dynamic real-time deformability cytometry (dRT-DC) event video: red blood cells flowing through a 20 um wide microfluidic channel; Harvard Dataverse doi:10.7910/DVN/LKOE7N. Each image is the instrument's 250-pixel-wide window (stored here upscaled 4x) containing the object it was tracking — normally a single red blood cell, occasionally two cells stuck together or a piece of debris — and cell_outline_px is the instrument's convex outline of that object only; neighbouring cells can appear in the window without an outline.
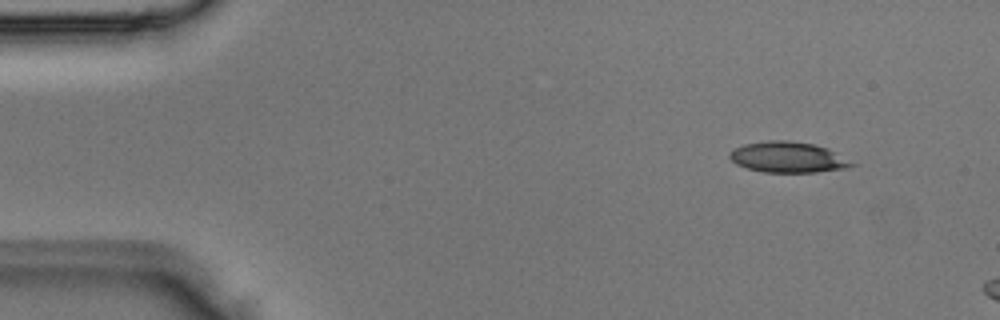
{"species": "Egyptian fruit bat (a non-hibernating species)", "species_latin": "Rousettus aegyptiacus", "temperature_condition": "room temperature", "stored_images_in_passage": 3, "camera_frame_rate_fps": 3000, "um_per_image_px": 0.085, "animal": {"sex": "male"}, "frame": {"image": 1, "passage_image": 2, "time_ms": 0.333, "image_size_px": [1000, 320], "cell_outline_px": [[856, 164], [844, 168], [816, 172], [764, 172], [748, 168], [736, 164], [728, 156], [728, 152], [744, 144], [768, 140], [788, 140], [812, 144], [828, 148]], "centroid_in_image_um": [66.94, 13.35], "position_along_channel_um": 18.1, "area_um2": 21.68}}